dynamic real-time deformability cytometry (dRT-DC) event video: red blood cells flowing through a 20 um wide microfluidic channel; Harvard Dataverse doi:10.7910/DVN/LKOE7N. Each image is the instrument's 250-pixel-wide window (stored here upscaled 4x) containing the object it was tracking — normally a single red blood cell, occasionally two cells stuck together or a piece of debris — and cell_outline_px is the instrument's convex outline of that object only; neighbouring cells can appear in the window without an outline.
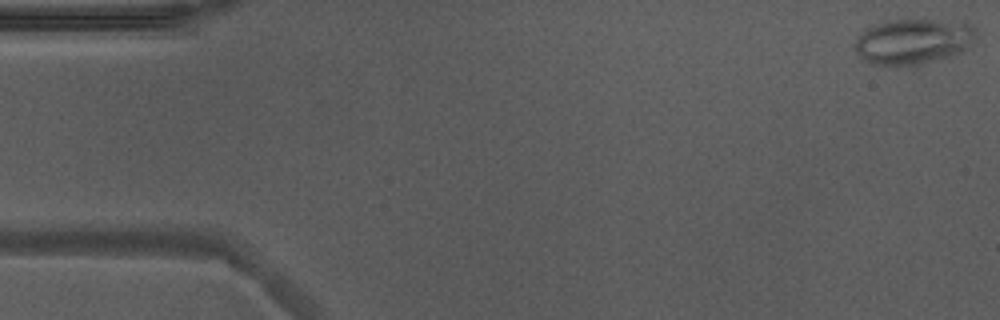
{"species": "Egyptian fruit bat (a non-hibernating species)", "species_latin": "Rousettus aegyptiacus", "temperature_condition": "warm", "stored_images_in_passage": 16, "camera_frame_rate_fps": 3000, "um_per_image_px": 0.085, "animal": {"sex": "male"}, "frame": {"image": 1, "passage_image": 1, "time_ms": 0.0, "image_size_px": [1000, 320], "cell_outline_px": [[976, 32], [972, 40], [960, 52], [952, 56], [896, 68], [888, 68], [868, 64], [856, 52], [856, 40], [864, 28], [888, 20], [936, 20], [972, 24], [976, 28]], "centroid_in_image_um": [77.54, 3.55], "position_along_channel_um": 7.5, "area_um2": 32.19}}